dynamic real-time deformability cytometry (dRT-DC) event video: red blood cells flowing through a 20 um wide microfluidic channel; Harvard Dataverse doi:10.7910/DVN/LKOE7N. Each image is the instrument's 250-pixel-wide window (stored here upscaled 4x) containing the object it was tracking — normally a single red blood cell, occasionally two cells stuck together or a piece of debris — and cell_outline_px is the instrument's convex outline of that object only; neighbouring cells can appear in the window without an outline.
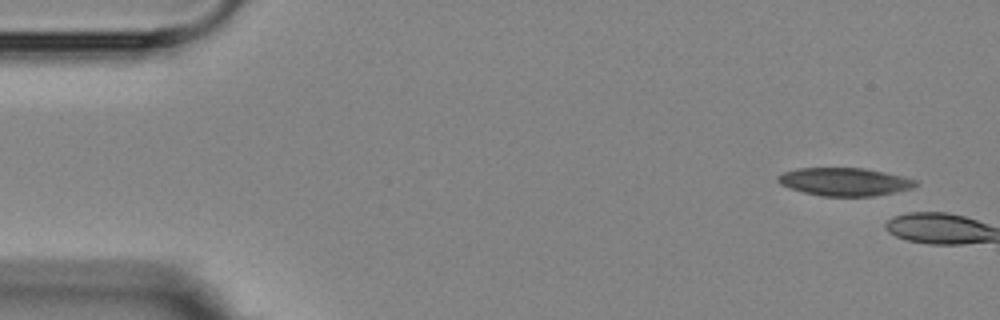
{"species": "Egyptian fruit bat (a non-hibernating species)", "species_latin": "Rousettus aegyptiacus", "temperature_condition": "room temperature", "stored_images_in_passage": 2, "camera_frame_rate_fps": 3000, "um_per_image_px": 0.085, "animal": {"sex": "female"}, "frame": {"image": 1, "passage_image": 1, "time_ms": 0.0, "image_size_px": [1000, 320], "cell_outline_px": [[920, 184], [912, 188], [896, 192], [872, 196], [820, 196], [788, 188], [780, 184], [776, 180], [776, 176], [784, 172], [796, 168], [864, 168], [904, 176], [916, 180]], "centroid_in_image_um": [71.78, 15.45], "position_along_channel_um": 13.2, "area_um2": 22.66}}